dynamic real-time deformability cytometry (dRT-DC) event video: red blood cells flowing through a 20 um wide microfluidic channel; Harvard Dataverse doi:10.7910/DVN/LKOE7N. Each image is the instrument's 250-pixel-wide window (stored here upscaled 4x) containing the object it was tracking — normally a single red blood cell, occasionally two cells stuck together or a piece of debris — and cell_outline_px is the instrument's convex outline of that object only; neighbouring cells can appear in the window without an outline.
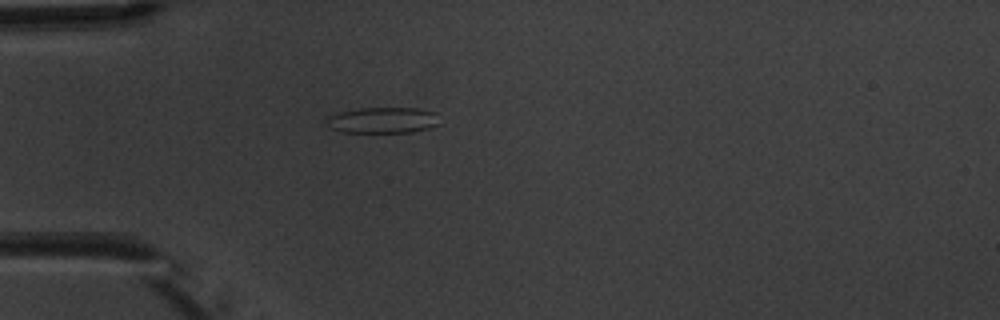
{"species": "common noctule bat (a hibernating species)", "species_latin": "Nyctalus noctula", "temperature_condition": "warm", "stored_images_in_passage": 5, "camera_frame_rate_fps": 3000, "um_per_image_px": 0.085, "animal": {"sex": "male", "body_mass_g": 20.1, "forearm_length_mm": 53.5}, "frame": {"image": 1, "passage_image": 5, "time_ms": 4.667, "image_size_px": [1000, 320], "cell_outline_px": [[440, 124], [428, 128], [412, 132], [344, 132], [332, 128], [324, 124], [324, 120], [328, 116], [340, 112], [360, 108], [416, 108], [436, 112]], "centroid_in_image_um": [32.53, 10.21], "position_along_channel_um": 52.5, "area_um2": 17.17}}